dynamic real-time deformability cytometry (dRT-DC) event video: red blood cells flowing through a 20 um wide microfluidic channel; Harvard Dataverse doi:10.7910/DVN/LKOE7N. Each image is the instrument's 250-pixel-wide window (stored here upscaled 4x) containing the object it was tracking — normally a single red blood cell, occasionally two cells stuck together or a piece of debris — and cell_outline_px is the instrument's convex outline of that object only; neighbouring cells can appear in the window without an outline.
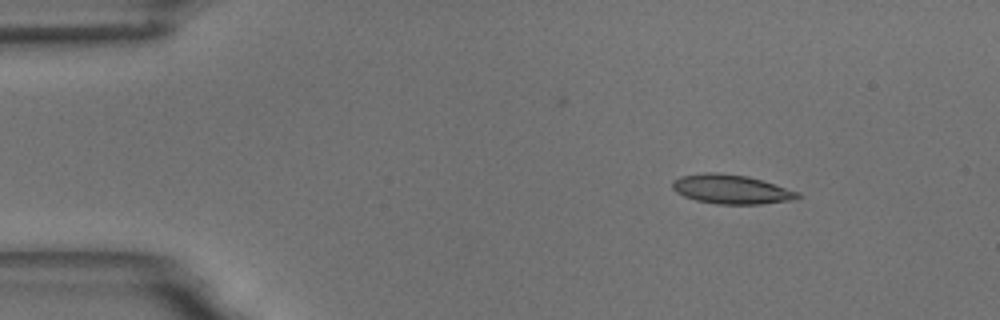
{"species": "common noctule bat (a hibernating species)", "species_latin": "Nyctalus noctula", "temperature_condition": "room temperature", "stored_images_in_passage": 49, "camera_frame_rate_fps": 3000, "um_per_image_px": 0.085, "animal": {"sex": "male", "body_mass_g": 18.8}, "frame": {"image": 1, "passage_image": 1, "time_ms": 0.0, "image_size_px": [1000, 320], "cell_outline_px": [[804, 196], [796, 200], [760, 204], [716, 204], [696, 200], [684, 196], [676, 192], [672, 188], [672, 180], [680, 176], [704, 172], [716, 172], [748, 176], [800, 192]], "centroid_in_image_um": [62.18, 16.09], "position_along_channel_um": 22.8, "area_um2": 21.56}}
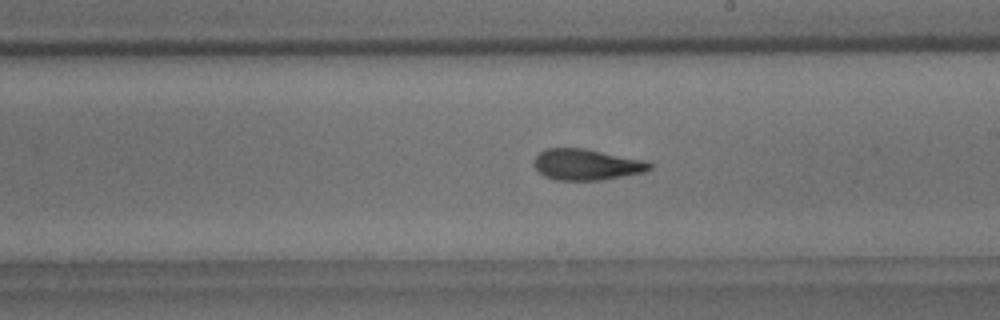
{"frame": {"image": 2, "passage_image": 25, "time_ms": 8.0, "image_size_px": [1000, 320], "cell_outline_px": [[652, 168], [644, 172], [600, 180], [556, 180], [544, 176], [532, 164], [536, 156], [544, 148], [580, 148], [644, 160], [652, 164]], "centroid_in_image_um": [49.82, 13.99], "position_along_channel_um": 239.2, "area_um2": 20.69}}
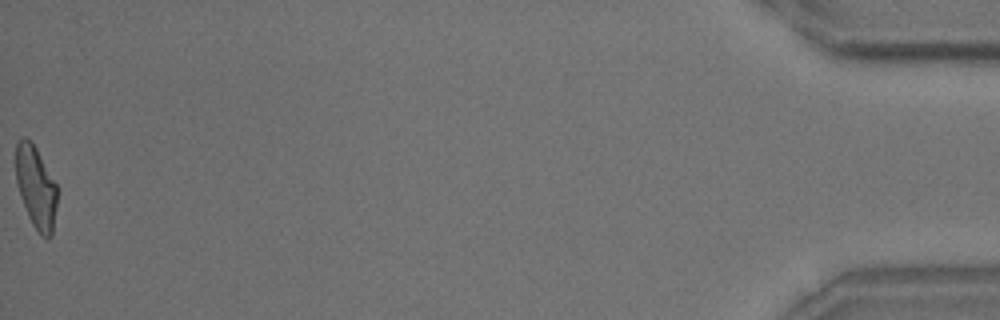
{"frame": {"image": 3, "passage_image": 49, "time_ms": 16.0, "image_size_px": [1000, 320], "cell_outline_px": [[60, 188], [52, 236], [40, 236], [32, 224], [28, 216], [20, 196], [16, 180], [16, 144], [24, 136], [36, 148]], "centroid_in_image_um": [3.1, 15.95], "position_along_channel_um": 432.1, "area_um2": 20.17}, "authors_computed_cell_mechanics": {"area_um2": 20.9236, "velocity_mm_per_s": 3.6579, "shape_relaxation_time_tau1_ms": 5.5582, "shape_relaxation_time_tau2_ms": 2.0717, "deformation_change_tau1": 0.1896, "deformation_change_tau2": 0.1097}}